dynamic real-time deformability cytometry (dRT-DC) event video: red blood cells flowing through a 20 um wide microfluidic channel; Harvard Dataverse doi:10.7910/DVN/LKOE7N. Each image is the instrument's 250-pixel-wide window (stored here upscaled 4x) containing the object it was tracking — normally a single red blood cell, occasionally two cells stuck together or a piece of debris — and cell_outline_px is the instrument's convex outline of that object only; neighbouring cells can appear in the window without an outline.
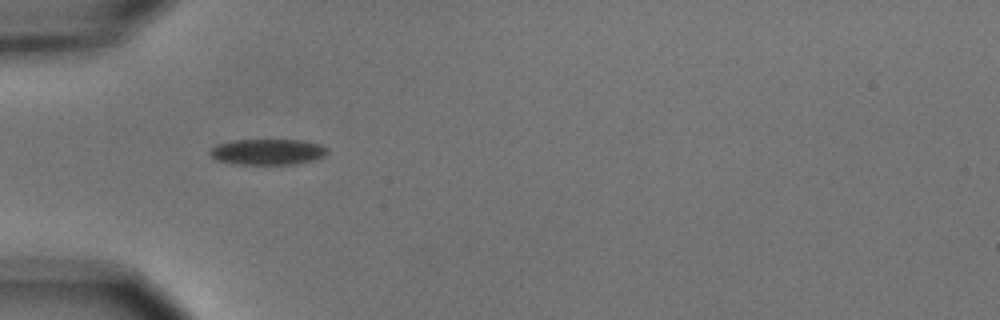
{"species": "common noctule bat (a hibernating species)", "species_latin": "Nyctalus noctula", "temperature_condition": "cold", "stored_images_in_passage": 34, "camera_frame_rate_fps": 3000, "um_per_image_px": 0.085, "animal": {"sex": "male", "body_mass_g": 15.6}, "frame": {"image": 1, "passage_image": 1, "time_ms": 0.0, "image_size_px": [1000, 320], "cell_outline_px": [[328, 152], [324, 156], [316, 160], [296, 164], [232, 164], [216, 160], [208, 152], [216, 144], [232, 140], [300, 140], [320, 144], [328, 148]], "centroid_in_image_um": [22.75, 12.91], "position_along_channel_um": 62.2, "area_um2": 17.86}}
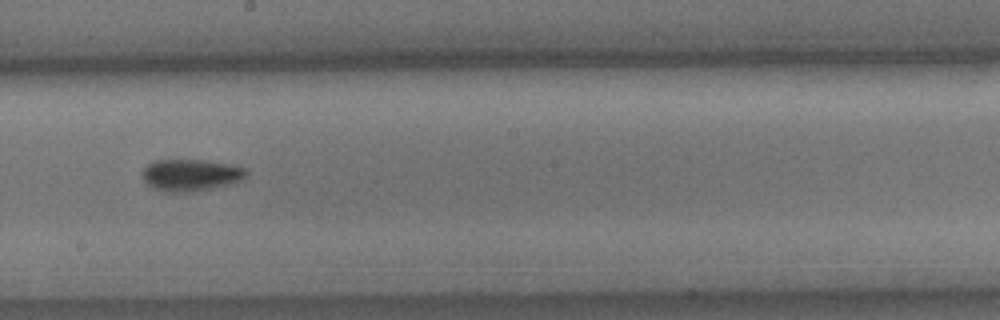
{"frame": {"image": 2, "passage_image": 15, "time_ms": 4.667, "image_size_px": [1000, 320], "cell_outline_px": [[248, 172], [240, 180], [228, 184], [212, 188], [188, 192], [160, 192], [152, 188], [140, 176], [140, 172], [148, 164], [156, 160], [200, 160], [228, 164], [248, 168]], "centroid_in_image_um": [16.15, 14.88], "position_along_channel_um": 232.0, "area_um2": 19.31}}
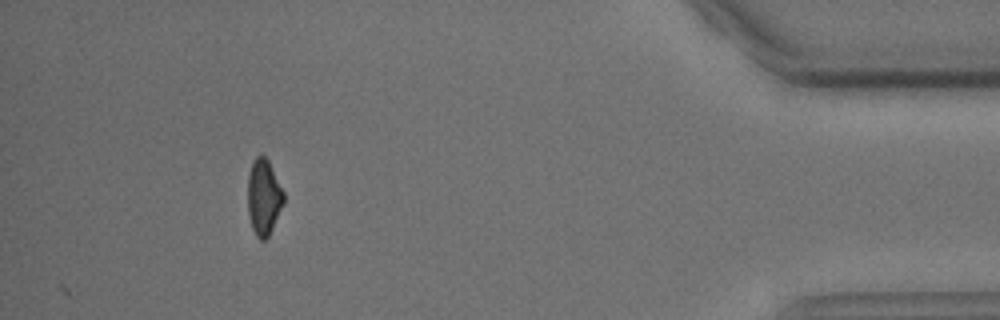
{"frame": {"image": 3, "passage_image": 34, "time_ms": 11.0, "image_size_px": [1000, 320], "cell_outline_px": [[284, 204], [268, 236], [264, 240], [260, 240], [256, 236], [252, 228], [248, 212], [248, 176], [252, 160], [256, 156], [264, 156], [268, 160], [284, 192]], "centroid_in_image_um": [22.41, 16.75], "position_along_channel_um": 412.8, "area_um2": 15.84}, "authors_computed_cell_mechanics": {"area_um2": 17.918, "velocity_mm_per_s": 3.7013, "shape_relaxation_time_tau1_ms": 3.9214, "shape_relaxation_time_tau2_ms": null, "deformation_change_tau1": 0.095, "deformation_change_tau2": null}}